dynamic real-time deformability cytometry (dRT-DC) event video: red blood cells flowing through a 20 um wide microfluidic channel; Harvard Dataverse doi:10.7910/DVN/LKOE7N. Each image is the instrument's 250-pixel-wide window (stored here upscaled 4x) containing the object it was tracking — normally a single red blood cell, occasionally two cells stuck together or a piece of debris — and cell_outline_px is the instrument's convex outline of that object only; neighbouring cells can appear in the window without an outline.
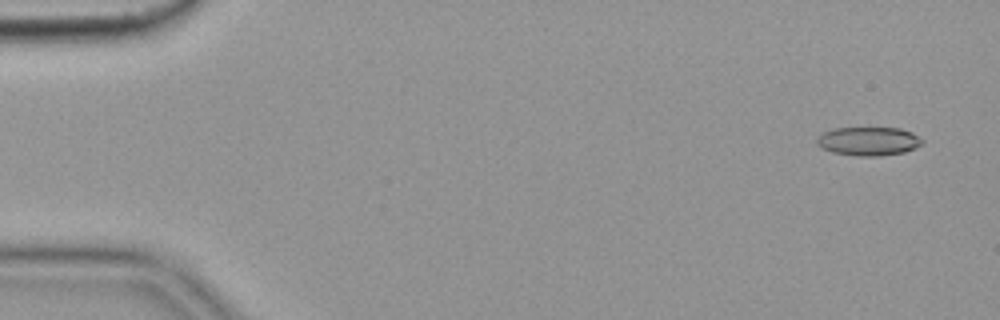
{"species": "common noctule bat (a hibernating species)", "species_latin": "Nyctalus noctula", "temperature_condition": "cold", "stored_images_in_passage": 15, "camera_frame_rate_fps": 3000, "um_per_image_px": 0.085, "animal": {"sex": "female", "body_mass_g": 19.9}, "frame": {"image": 1, "passage_image": 1, "time_ms": 0.0, "image_size_px": [1000, 320], "cell_outline_px": [[924, 144], [916, 148], [904, 152], [880, 156], [856, 156], [832, 152], [820, 148], [816, 144], [816, 136], [832, 128], [900, 128], [912, 132], [924, 140]], "centroid_in_image_um": [73.81, 12.0], "position_along_channel_um": 11.2, "area_um2": 17.92}}
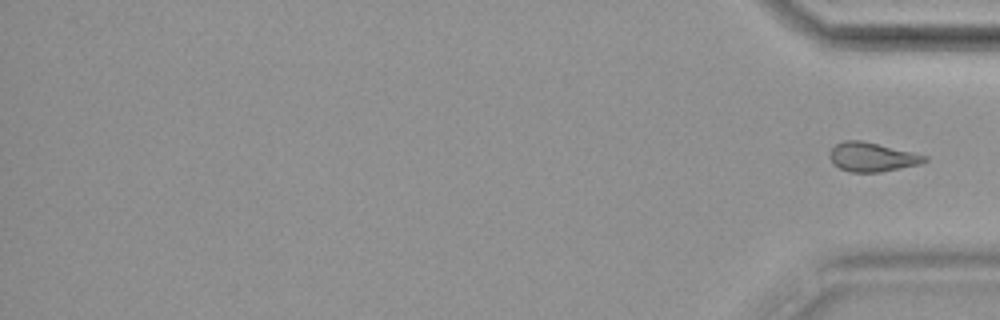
{"frame": {"image": 2, "passage_image": 15, "time_ms": 4.667, "image_size_px": [1000, 320], "cell_outline_px": [[928, 160], [920, 164], [880, 172], [848, 172], [832, 164], [828, 156], [828, 152], [836, 144], [844, 140], [860, 140], [928, 156]], "centroid_in_image_um": [74.07, 13.35], "position_along_channel_um": 361.1, "area_um2": 16.07}}